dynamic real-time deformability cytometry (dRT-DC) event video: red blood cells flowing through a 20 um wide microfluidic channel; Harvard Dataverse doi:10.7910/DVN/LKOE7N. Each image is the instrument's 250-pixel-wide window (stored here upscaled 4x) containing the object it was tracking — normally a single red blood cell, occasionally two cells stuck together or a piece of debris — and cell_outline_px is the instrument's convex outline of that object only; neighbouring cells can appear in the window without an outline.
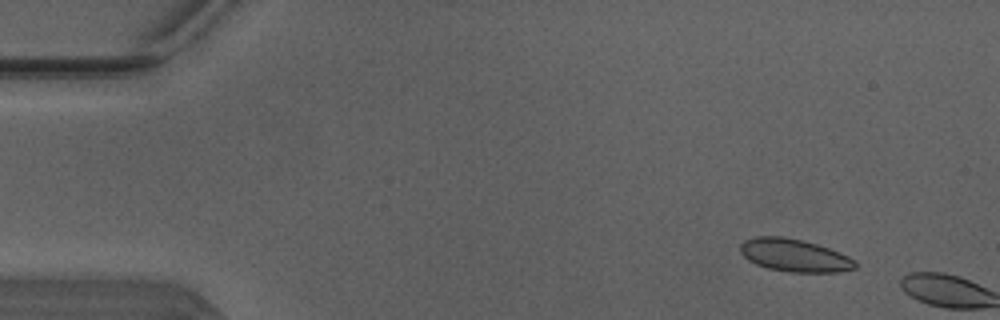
{"species": "Egyptian fruit bat (a non-hibernating species)", "species_latin": "Rousettus aegyptiacus", "temperature_condition": "warm", "stored_images_in_passage": 6, "camera_frame_rate_fps": 3000, "um_per_image_px": 0.085, "animal": {"sex": "male"}, "frame": {"image": 1, "passage_image": 4, "time_ms": 1.0, "image_size_px": [1000, 320], "cell_outline_px": [[856, 268], [836, 272], [788, 272], [768, 268], [756, 264], [748, 260], [740, 252], [740, 244], [744, 240], [756, 236], [780, 236], [800, 240], [816, 244], [828, 248], [848, 256], [856, 260]], "centroid_in_image_um": [67.5, 21.7], "position_along_channel_um": 17.5, "area_um2": 21.79}}